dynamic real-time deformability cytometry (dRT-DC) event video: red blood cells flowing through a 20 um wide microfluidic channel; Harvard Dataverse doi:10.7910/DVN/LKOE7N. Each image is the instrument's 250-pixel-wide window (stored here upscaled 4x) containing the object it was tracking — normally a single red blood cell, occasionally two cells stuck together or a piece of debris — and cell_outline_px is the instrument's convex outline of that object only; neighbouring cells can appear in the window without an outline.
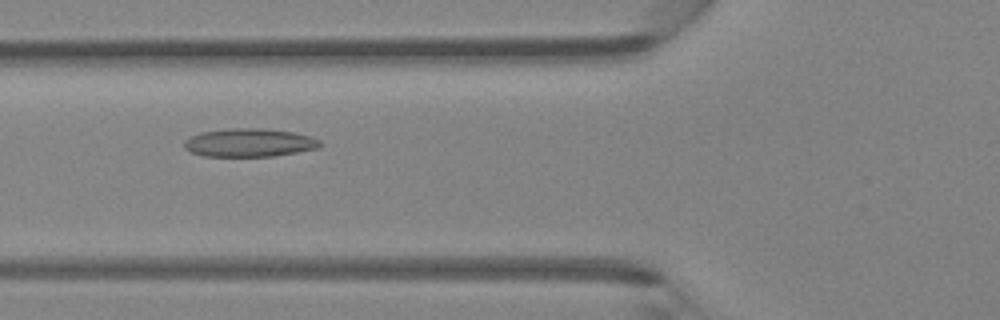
{"species": "Egyptian fruit bat (a non-hibernating species)", "species_latin": "Rousettus aegyptiacus", "temperature_condition": "room temperature", "stored_images_in_passage": 40, "camera_frame_rate_fps": 3000, "um_per_image_px": 0.085, "animal": {"sex": "female"}, "frame": {"image": 1, "passage_image": 13, "time_ms": 4.0, "image_size_px": [1000, 320], "cell_outline_px": [[324, 144], [316, 148], [296, 152], [272, 156], [200, 156], [184, 148], [184, 140], [188, 136], [200, 132], [228, 128], [260, 128], [292, 132], [312, 136], [320, 140]], "centroid_in_image_um": [21.15, 12.12], "position_along_channel_um": 104.6, "area_um2": 22.54}}
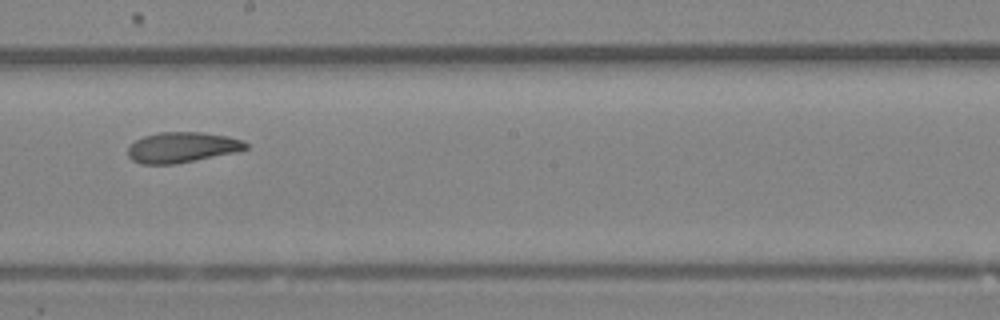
{"frame": {"image": 2, "passage_image": 22, "time_ms": 7.0, "image_size_px": [1000, 320], "cell_outline_px": [[248, 148], [240, 152], [176, 164], [140, 164], [132, 160], [128, 156], [128, 148], [136, 140], [144, 136], [160, 132], [204, 132], [228, 136], [244, 140], [248, 144]], "centroid_in_image_um": [15.54, 12.53], "position_along_channel_um": 232.7, "area_um2": 21.27}}
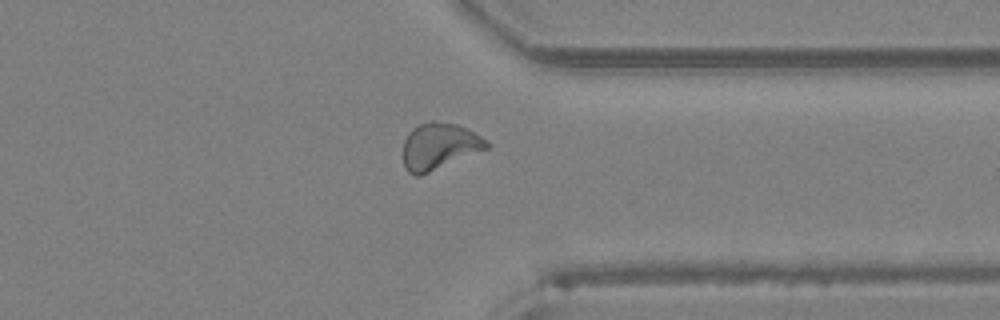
{"frame": {"image": 3, "passage_image": 32, "time_ms": 10.333, "image_size_px": [1000, 320], "cell_outline_px": [[492, 144], [488, 148], [420, 176], [416, 176], [408, 172], [404, 168], [404, 140], [408, 132], [412, 128], [420, 124], [432, 120], [456, 124], [488, 140]], "centroid_in_image_um": [37.32, 12.43], "position_along_channel_um": 374.1, "area_um2": 22.54}}